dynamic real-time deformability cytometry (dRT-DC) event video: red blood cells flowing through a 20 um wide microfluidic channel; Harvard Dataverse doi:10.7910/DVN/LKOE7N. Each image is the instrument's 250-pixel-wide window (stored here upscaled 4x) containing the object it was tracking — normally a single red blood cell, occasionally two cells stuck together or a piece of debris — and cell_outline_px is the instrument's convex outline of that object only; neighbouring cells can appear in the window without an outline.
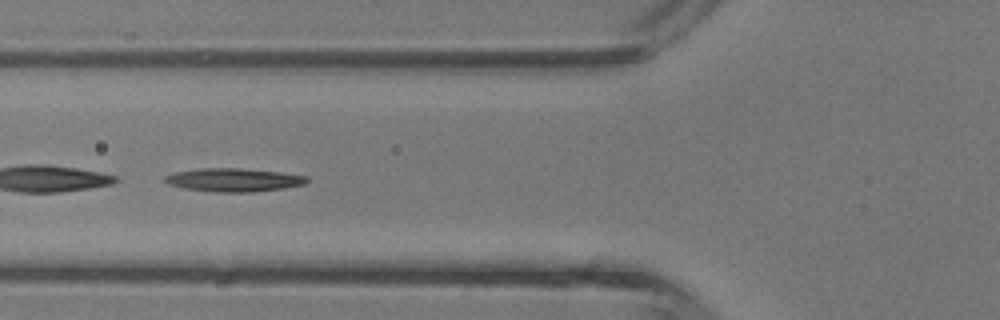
{"species": "common noctule bat (a hibernating species)", "species_latin": "Nyctalus noctula", "temperature_condition": "room temperature", "stored_images_in_passage": 41, "segment_of_instrument_passage": [2, 2], "camera_frame_rate_fps": 3000, "um_per_image_px": 0.085, "animal": {"sex": "male", "body_mass_g": 13.3}, "frame": {"image": 1, "passage_image": 16, "time_ms": 5.0, "image_size_px": [1000, 320], "cell_outline_px": [[308, 180], [304, 184], [284, 188], [252, 192], [216, 192], [184, 188], [168, 184], [164, 180], [164, 176], [176, 172], [200, 168], [240, 168], [280, 172], [304, 176]], "centroid_in_image_um": [19.83, 15.29], "position_along_channel_um": 106.0, "area_um2": 19.13}}
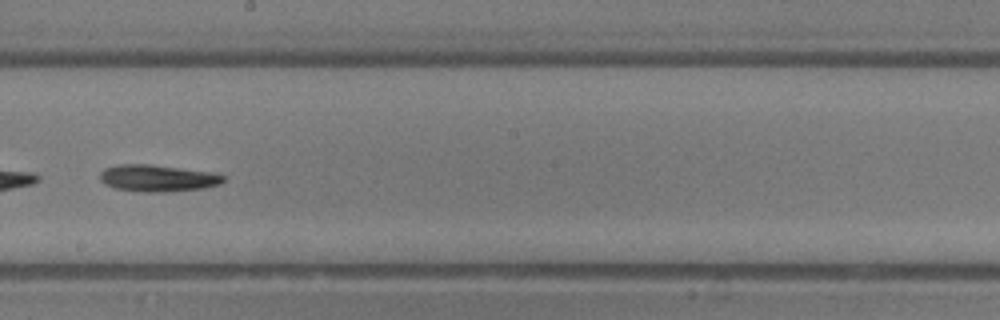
{"frame": {"image": 2, "passage_image": 24, "time_ms": 7.667, "image_size_px": [1000, 320], "cell_outline_px": [[224, 180], [220, 184], [204, 188], [168, 192], [144, 192], [116, 188], [104, 184], [100, 180], [100, 172], [104, 168], [116, 164], [148, 164], [212, 172], [224, 176]], "centroid_in_image_um": [13.37, 15.14], "position_along_channel_um": 234.8, "area_um2": 19.31}}
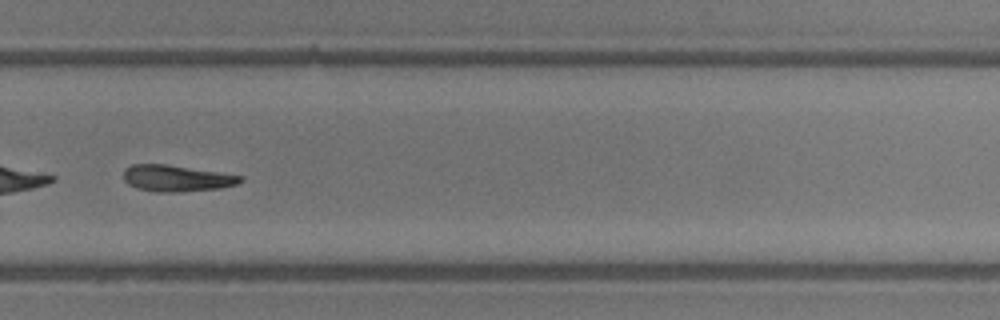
{"frame": {"image": 3, "passage_image": 29, "time_ms": 9.333, "image_size_px": [1000, 320], "cell_outline_px": [[244, 180], [236, 184], [220, 188], [180, 192], [156, 192], [136, 188], [128, 184], [124, 180], [124, 168], [132, 164], [164, 164], [244, 176]], "centroid_in_image_um": [14.98, 15.16], "position_along_channel_um": 314.8, "area_um2": 17.92}}